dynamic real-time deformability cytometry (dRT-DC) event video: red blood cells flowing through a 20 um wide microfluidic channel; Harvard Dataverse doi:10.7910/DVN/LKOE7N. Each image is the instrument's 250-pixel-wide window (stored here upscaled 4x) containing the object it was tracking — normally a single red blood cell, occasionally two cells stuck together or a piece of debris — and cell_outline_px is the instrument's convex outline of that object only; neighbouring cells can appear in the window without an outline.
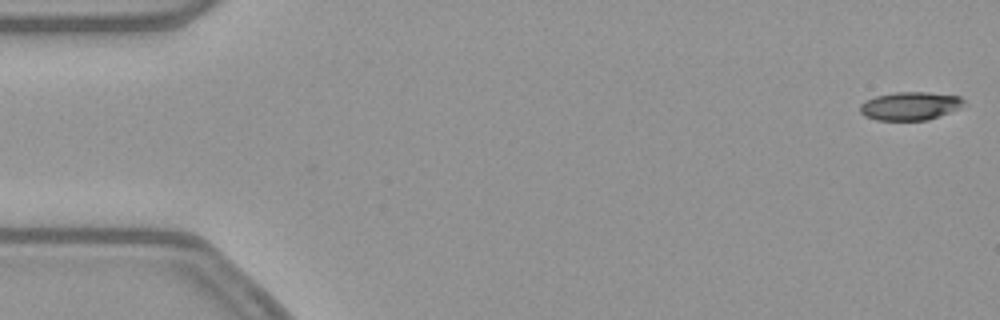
{"species": "common noctule bat (a hibernating species)", "species_latin": "Nyctalus noctula", "temperature_condition": "warm", "stored_images_in_passage": 50, "camera_frame_rate_fps": 3000, "um_per_image_px": 0.085, "animal": {"sex": "female", "body_mass_g": 21.9}, "frame": {"image": 1, "passage_image": 1, "time_ms": 0.0, "image_size_px": [1000, 320], "cell_outline_px": [[968, 104], [960, 108], [928, 120], [876, 120], [864, 116], [860, 112], [860, 104], [864, 100], [876, 96], [896, 92], [928, 92], [960, 96]], "centroid_in_image_um": [77.37, 9.0], "position_along_channel_um": 7.6, "area_um2": 17.28}}
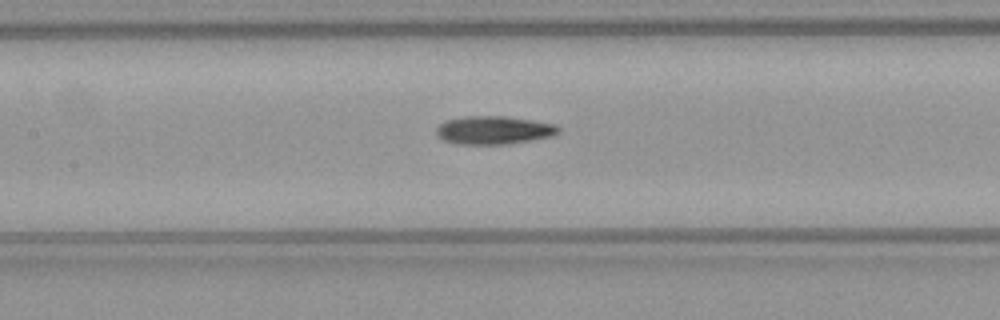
{"frame": {"image": 2, "passage_image": 24, "time_ms": 7.667, "image_size_px": [1000, 320], "cell_outline_px": [[560, 132], [552, 136], [504, 144], [460, 144], [444, 140], [436, 132], [436, 128], [440, 124], [448, 120], [464, 116], [508, 116], [556, 124], [560, 128]], "centroid_in_image_um": [42.0, 11.05], "position_along_channel_um": 165.4, "area_um2": 19.88}}
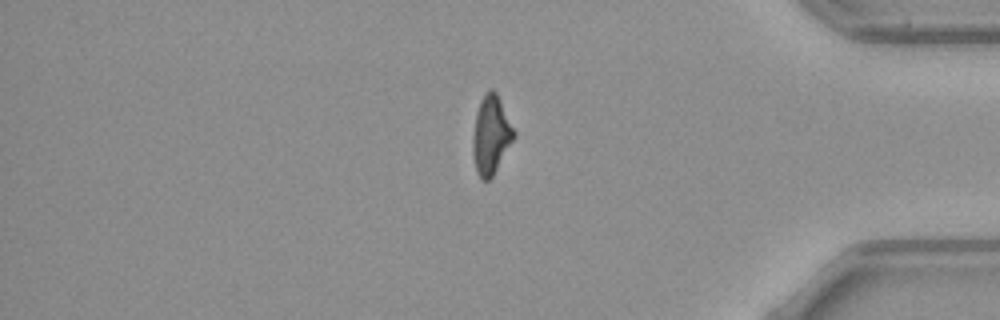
{"frame": {"image": 3, "passage_image": 44, "time_ms": 14.333, "image_size_px": [1000, 320], "cell_outline_px": [[516, 136], [492, 176], [488, 180], [480, 180], [476, 172], [472, 152], [472, 140], [476, 112], [480, 100], [484, 92], [492, 88], [496, 92], [516, 132]], "centroid_in_image_um": [41.72, 11.47], "position_along_channel_um": 393.5, "area_um2": 18.9}, "authors_computed_cell_mechanics": {"area_um2": 19.1318, "velocity_mm_per_s": 3.8817, "shape_relaxation_time_tau1_ms": 9.0107, "shape_relaxation_time_tau2_ms": 8.8127, "deformation_change_tau1": 0.2374, "deformation_change_tau2": 0.1727}}